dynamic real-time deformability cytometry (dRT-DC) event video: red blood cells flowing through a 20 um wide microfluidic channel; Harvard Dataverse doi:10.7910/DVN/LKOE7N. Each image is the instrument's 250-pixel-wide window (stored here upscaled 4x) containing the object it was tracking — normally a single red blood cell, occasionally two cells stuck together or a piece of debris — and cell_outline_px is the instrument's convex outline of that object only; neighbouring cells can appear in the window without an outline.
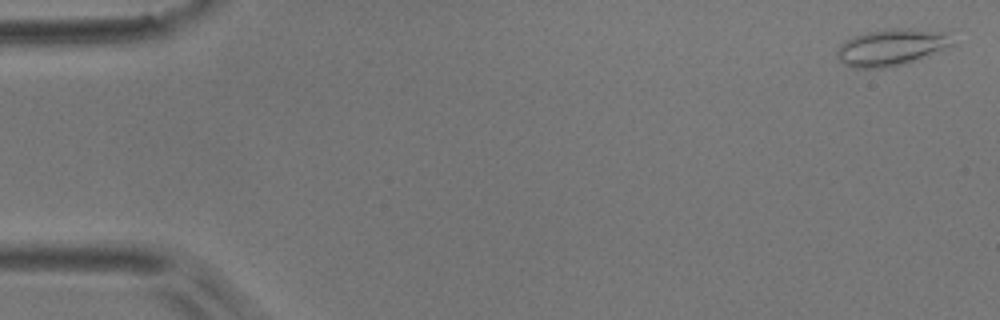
{"species": "common noctule bat (a hibernating species)", "species_latin": "Nyctalus noctula", "temperature_condition": "room temperature", "stored_images_in_passage": 5, "camera_frame_rate_fps": 3000, "um_per_image_px": 0.085, "animal": {"sex": "male", "body_mass_g": 17.9}, "frame": {"image": 1, "passage_image": 1, "time_ms": 0.0, "image_size_px": [1000, 320], "cell_outline_px": [[956, 44], [912, 60], [900, 64], [880, 68], [856, 68], [844, 64], [836, 56], [836, 52], [840, 44], [852, 36], [868, 32], [888, 28], [908, 28], [940, 32]], "centroid_in_image_um": [75.66, 4.01], "position_along_channel_um": 9.3, "area_um2": 23.93}}